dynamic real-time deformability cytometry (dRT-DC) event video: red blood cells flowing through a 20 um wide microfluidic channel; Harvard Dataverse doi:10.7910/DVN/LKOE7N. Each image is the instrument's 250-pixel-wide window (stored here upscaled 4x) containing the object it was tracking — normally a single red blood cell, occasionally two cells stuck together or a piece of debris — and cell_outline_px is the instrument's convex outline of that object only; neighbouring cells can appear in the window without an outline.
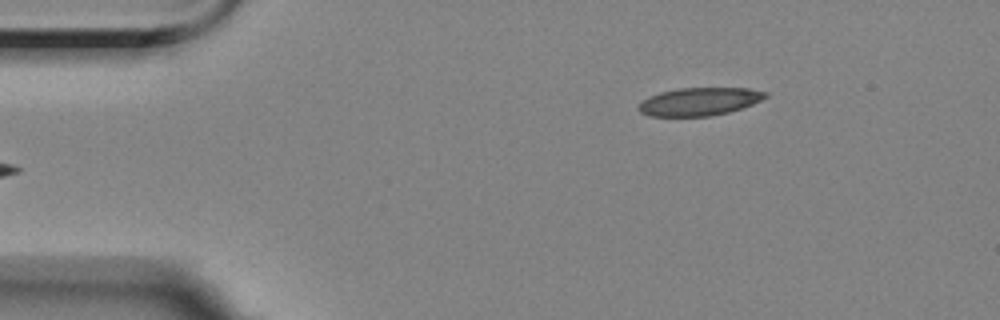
{"species": "Egyptian fruit bat (a non-hibernating species)", "species_latin": "Rousettus aegyptiacus", "temperature_condition": "room temperature", "stored_images_in_passage": 5, "camera_frame_rate_fps": 3000, "um_per_image_px": 0.085, "animal": {"sex": "female"}, "frame": {"image": 1, "passage_image": 5, "time_ms": 4.667, "image_size_px": [1000, 320], "cell_outline_px": [[768, 96], [752, 104], [728, 112], [708, 116], [648, 116], [640, 112], [636, 108], [648, 96], [660, 92], [680, 88], [748, 88], [768, 92]], "centroid_in_image_um": [59.42, 8.63], "position_along_channel_um": 25.6, "area_um2": 20.58}}